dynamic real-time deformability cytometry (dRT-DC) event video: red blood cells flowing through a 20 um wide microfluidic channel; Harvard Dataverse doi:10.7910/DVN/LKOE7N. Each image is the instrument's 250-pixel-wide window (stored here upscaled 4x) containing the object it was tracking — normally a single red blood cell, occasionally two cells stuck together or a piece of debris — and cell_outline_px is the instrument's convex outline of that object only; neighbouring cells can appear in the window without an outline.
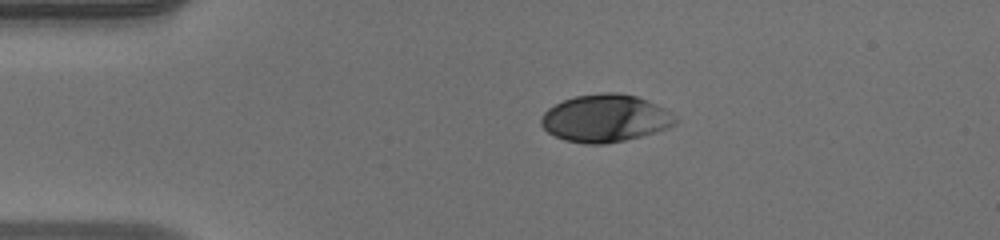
{"species": "human", "species_latin": "Homo sapiens", "temperature_condition": "warm", "stored_images_in_passage": 40, "camera_frame_rate_fps": 3000, "um_per_image_px": 0.085, "donor": {"sex": "male"}, "frame": {"image": 1, "passage_image": 1, "time_ms": 0.0, "image_size_px": [1000, 240], "cell_outline_px": [[676, 124], [668, 128], [656, 132], [624, 140], [604, 144], [584, 144], [564, 140], [548, 132], [540, 124], [540, 120], [544, 112], [548, 108], [564, 100], [576, 96], [604, 92], [616, 92], [636, 96], [648, 100], [672, 112], [676, 116]], "centroid_in_image_um": [51.46, 10.05], "position_along_channel_um": 33.5, "area_um2": 37.17}}
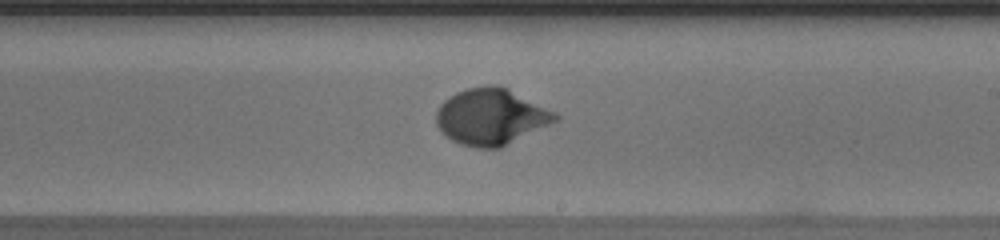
{"frame": {"image": 2, "passage_image": 20, "time_ms": 6.333, "image_size_px": [1000, 240], "cell_outline_px": [[560, 120], [500, 148], [476, 148], [460, 144], [452, 140], [440, 132], [436, 124], [436, 112], [440, 104], [444, 100], [456, 92], [468, 88], [488, 84], [496, 84], [556, 112], [560, 116]], "centroid_in_image_um": [41.72, 9.94], "position_along_channel_um": 247.3, "area_um2": 39.07}}
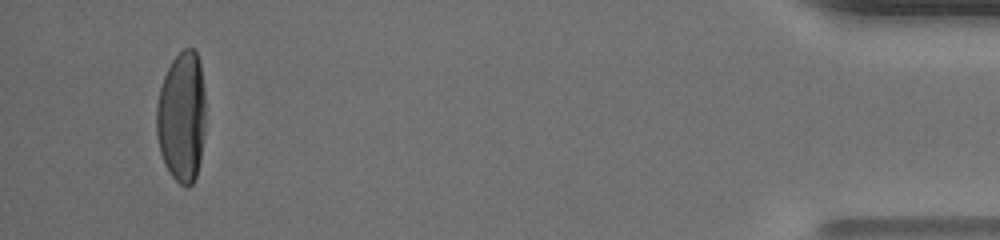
{"frame": {"image": 3, "passage_image": 38, "time_ms": 12.333, "image_size_px": [1000, 240], "cell_outline_px": [[204, 136], [200, 160], [196, 176], [192, 184], [188, 188], [180, 184], [172, 176], [164, 164], [160, 152], [156, 132], [156, 104], [160, 88], [164, 76], [172, 60], [184, 48], [192, 48], [196, 52], [200, 64], [204, 92]], "centroid_in_image_um": [15.43, 9.95], "position_along_channel_um": 419.8, "area_um2": 37.45}, "authors_computed_cell_mechanics": {"area_um2": 37.3388, "velocity_mm_per_s": 4.1163, "shape_relaxation_time_tau1_ms": 3.2847, "shape_relaxation_time_tau2_ms": null, "deformation_change_tau1": 0.2103, "deformation_change_tau2": null}}